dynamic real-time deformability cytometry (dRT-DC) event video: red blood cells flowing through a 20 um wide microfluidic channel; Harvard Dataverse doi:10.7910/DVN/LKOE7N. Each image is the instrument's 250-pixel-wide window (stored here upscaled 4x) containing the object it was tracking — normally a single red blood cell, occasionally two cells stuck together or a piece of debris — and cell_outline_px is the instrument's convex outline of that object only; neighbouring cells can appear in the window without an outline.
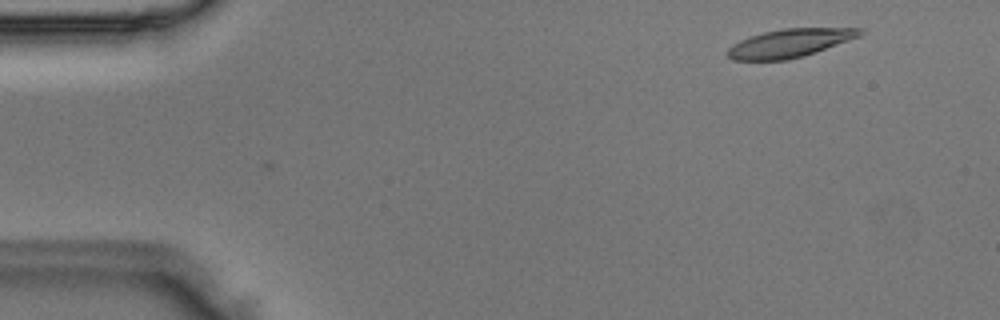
{"species": "Egyptian fruit bat (a non-hibernating species)", "species_latin": "Rousettus aegyptiacus", "temperature_condition": "room temperature", "stored_images_in_passage": 11, "camera_frame_rate_fps": 3000, "um_per_image_px": 0.085, "animal": {"sex": "male"}, "frame": {"image": 1, "passage_image": 1, "time_ms": 0.0, "image_size_px": [1000, 320], "cell_outline_px": [[864, 32], [860, 36], [816, 52], [804, 56], [788, 60], [732, 60], [728, 56], [728, 48], [732, 44], [740, 40], [764, 32], [784, 28], [860, 28]], "centroid_in_image_um": [67.13, 3.67], "position_along_channel_um": 17.9, "area_um2": 21.73}}